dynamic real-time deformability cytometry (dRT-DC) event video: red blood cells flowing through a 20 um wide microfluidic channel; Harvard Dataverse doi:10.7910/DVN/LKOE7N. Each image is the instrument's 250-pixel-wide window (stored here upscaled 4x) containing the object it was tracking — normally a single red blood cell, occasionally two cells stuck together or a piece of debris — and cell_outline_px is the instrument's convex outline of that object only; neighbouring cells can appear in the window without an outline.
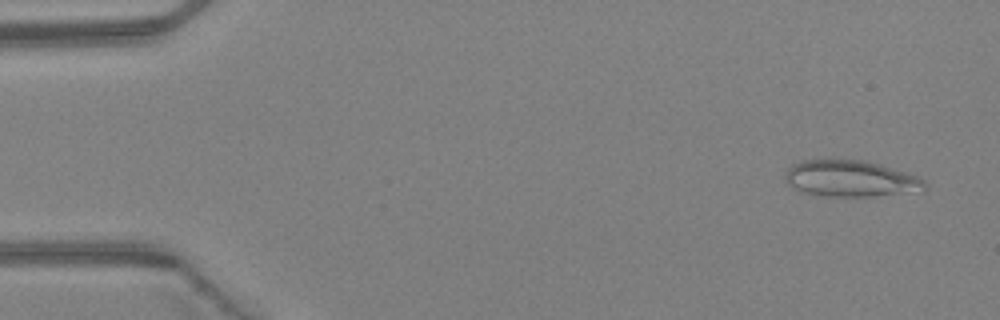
{"species": "Egyptian fruit bat (a non-hibernating species)", "species_latin": "Rousettus aegyptiacus", "temperature_condition": "warm", "stored_images_in_passage": 5, "camera_frame_rate_fps": 3000, "um_per_image_px": 0.085, "animal": {"sex": "female"}, "frame": {"image": 1, "passage_image": 1, "time_ms": 0.0, "image_size_px": [1000, 320], "cell_outline_px": [[928, 188], [924, 192], [872, 196], [820, 196], [800, 192], [792, 188], [788, 184], [784, 176], [784, 172], [792, 164], [804, 160], [864, 160], [880, 164], [908, 172], [924, 180], [928, 184]], "centroid_in_image_um": [72.34, 15.2], "position_along_channel_um": 12.7, "area_um2": 30.17}}